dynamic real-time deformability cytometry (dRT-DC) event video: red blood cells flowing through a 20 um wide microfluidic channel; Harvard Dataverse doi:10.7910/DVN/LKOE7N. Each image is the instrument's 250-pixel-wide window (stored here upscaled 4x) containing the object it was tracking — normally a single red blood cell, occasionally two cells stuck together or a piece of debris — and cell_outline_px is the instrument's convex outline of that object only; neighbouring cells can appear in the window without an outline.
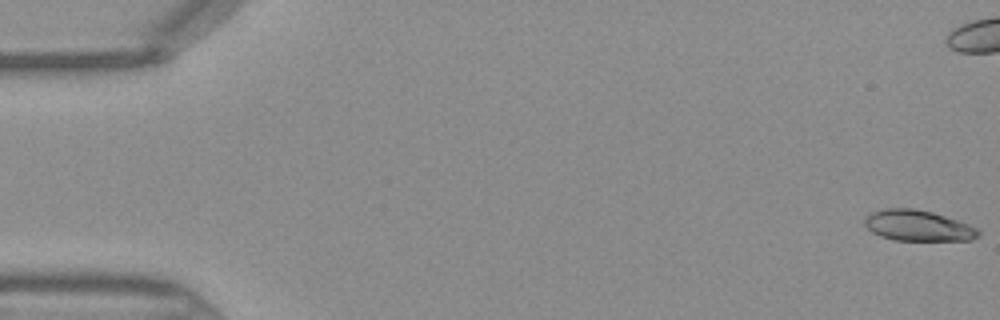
{"species": "Egyptian fruit bat (a non-hibernating species)", "species_latin": "Rousettus aegyptiacus", "temperature_condition": "warm", "stored_images_in_passage": 47, "camera_frame_rate_fps": 3000, "um_per_image_px": 0.085, "frame": {"image": 1, "passage_image": 1, "time_ms": 0.0, "image_size_px": [1000, 320], "cell_outline_px": [[980, 236], [972, 240], [896, 240], [880, 236], [872, 232], [864, 224], [864, 216], [868, 212], [884, 208], [912, 208], [932, 212], [968, 224], [976, 228], [980, 232]], "centroid_in_image_um": [77.98, 19.17], "position_along_channel_um": 7.0, "area_um2": 20.46}}
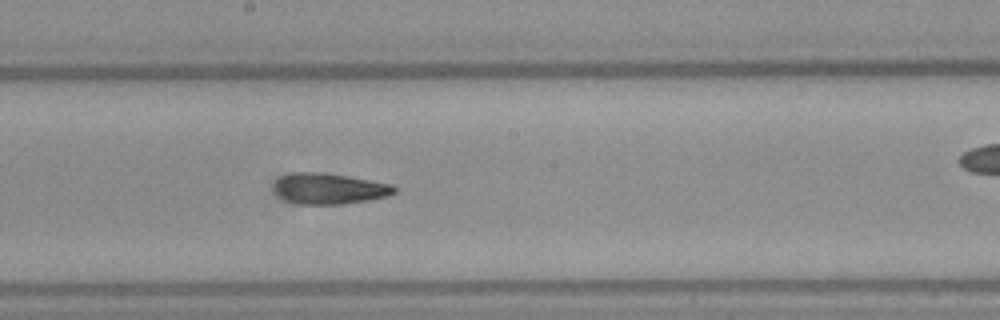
{"frame": {"image": 2, "passage_image": 25, "time_ms": 8.0, "image_size_px": [1000, 320], "cell_outline_px": [[400, 188], [396, 192], [388, 196], [372, 200], [340, 204], [300, 204], [288, 200], [280, 196], [276, 192], [276, 180], [292, 172], [324, 172], [348, 176], [392, 184]], "centroid_in_image_um": [28.08, 16.03], "position_along_channel_um": 220.1, "area_um2": 21.56}}
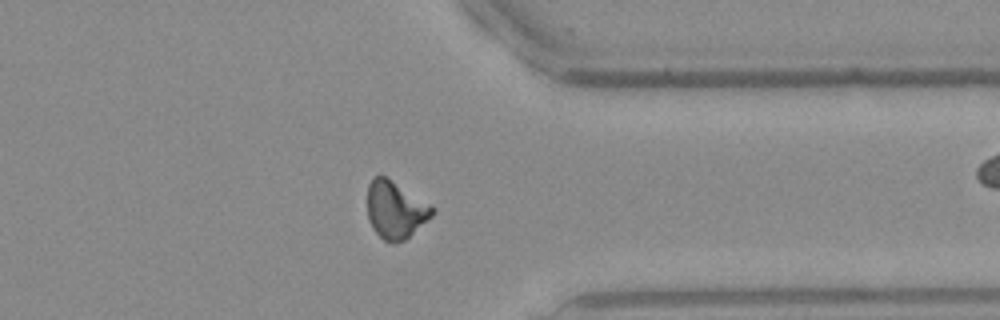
{"frame": {"image": 3, "passage_image": 36, "time_ms": 11.667, "image_size_px": [1000, 320], "cell_outline_px": [[432, 216], [404, 240], [396, 244], [392, 244], [384, 240], [372, 228], [368, 220], [368, 184], [372, 176], [384, 176], [432, 208]], "centroid_in_image_um": [33.53, 17.88], "position_along_channel_um": 377.9, "area_um2": 20.87}}